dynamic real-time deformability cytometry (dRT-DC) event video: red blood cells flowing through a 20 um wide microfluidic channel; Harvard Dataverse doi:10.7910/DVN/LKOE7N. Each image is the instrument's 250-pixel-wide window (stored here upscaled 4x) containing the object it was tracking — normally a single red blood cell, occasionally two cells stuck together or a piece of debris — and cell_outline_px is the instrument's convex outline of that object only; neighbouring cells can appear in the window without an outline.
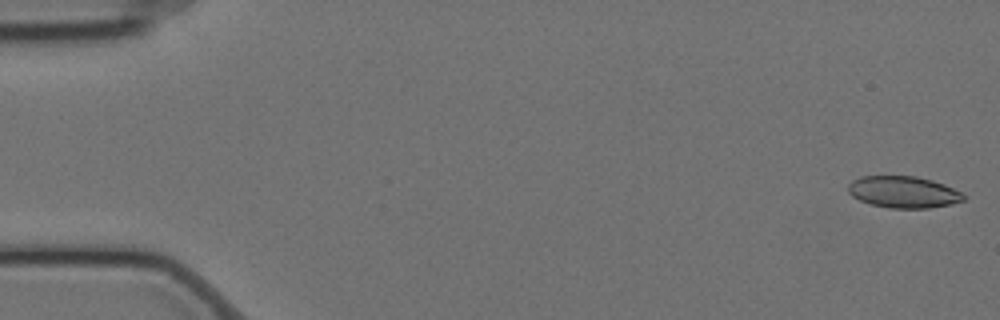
{"species": "Egyptian fruit bat (a non-hibernating species)", "species_latin": "Rousettus aegyptiacus", "temperature_condition": "cold", "stored_images_in_passage": 57, "camera_frame_rate_fps": 3000, "um_per_image_px": 0.085, "animal": {"sex": "female"}, "frame": {"image": 1, "passage_image": 1, "time_ms": 0.0, "image_size_px": [1000, 320], "cell_outline_px": [[964, 200], [952, 204], [928, 208], [888, 208], [872, 204], [860, 200], [852, 196], [848, 192], [848, 184], [852, 180], [860, 176], [916, 176], [932, 180], [944, 184], [960, 192], [964, 196]], "centroid_in_image_um": [76.76, 16.32], "position_along_channel_um": 8.2, "area_um2": 21.27}}
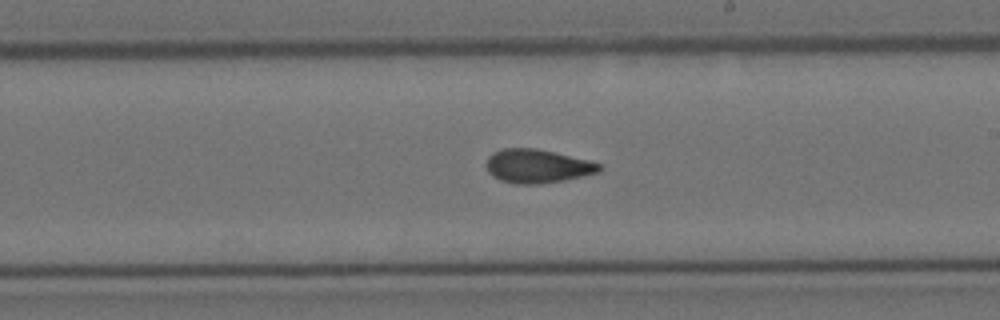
{"frame": {"image": 2, "passage_image": 33, "time_ms": 10.667, "image_size_px": [1000, 320], "cell_outline_px": [[604, 168], [600, 172], [564, 180], [540, 184], [516, 184], [500, 180], [492, 176], [488, 172], [488, 156], [492, 152], [504, 148], [536, 148], [588, 160], [604, 164]], "centroid_in_image_um": [45.71, 14.12], "position_along_channel_um": 243.3, "area_um2": 22.25}}
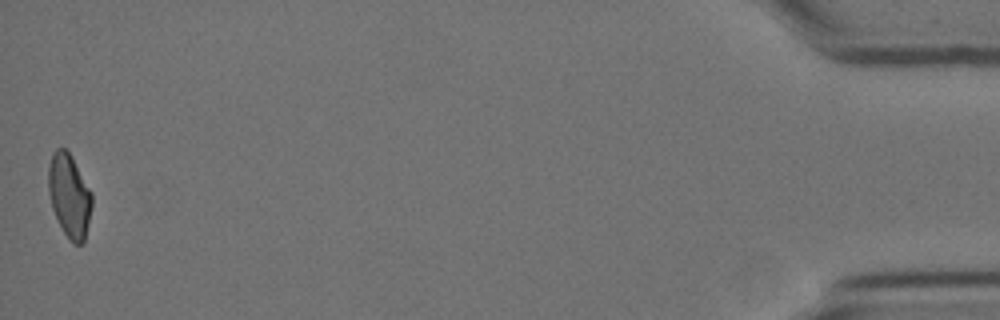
{"frame": {"image": 3, "passage_image": 57, "time_ms": 18.667, "image_size_px": [1000, 320], "cell_outline_px": [[92, 204], [84, 244], [72, 244], [64, 232], [52, 208], [48, 192], [48, 164], [52, 152], [56, 148], [64, 148], [72, 156], [92, 192]], "centroid_in_image_um": [5.89, 16.61], "position_along_channel_um": 429.3, "area_um2": 21.33}, "authors_computed_cell_mechanics": {"area_um2": 21.9062, "velocity_mm_per_s": 3.501, "shape_relaxation_time_tau1_ms": null, "shape_relaxation_time_tau2_ms": 2.409, "deformation_change_tau1": null, "deformation_change_tau2": 0.0829}}